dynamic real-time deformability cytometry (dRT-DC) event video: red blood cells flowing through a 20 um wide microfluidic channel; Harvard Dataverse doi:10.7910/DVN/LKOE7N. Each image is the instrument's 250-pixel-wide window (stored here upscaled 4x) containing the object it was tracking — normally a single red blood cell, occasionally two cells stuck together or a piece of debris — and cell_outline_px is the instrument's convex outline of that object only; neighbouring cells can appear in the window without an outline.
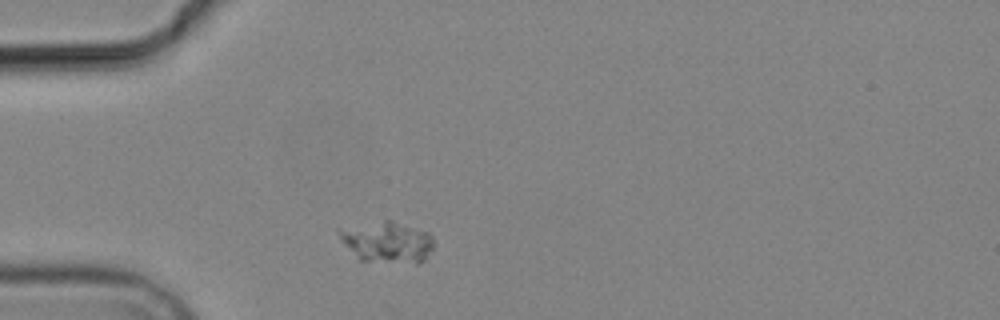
{"species": "common noctule bat (a hibernating species)", "species_latin": "Nyctalus noctula", "temperature_condition": "cold", "stored_images_in_passage": 1, "camera_frame_rate_fps": 3000, "um_per_image_px": 0.085, "animal": {"sex": "male", "body_mass_g": 19.2, "forearm_length_mm": 51.8}, "frame": {"image": 1, "passage_image": 1, "time_ms": 0.0, "image_size_px": [1000, 320], "cell_outline_px": [[432, 248], [424, 260], [420, 264], [416, 264], [360, 260], [340, 236], [336, 228], [384, 220], [392, 220], [428, 232], [432, 236]], "centroid_in_image_um": [32.94, 20.57], "position_along_channel_um": 52.1, "area_um2": 22.48}}